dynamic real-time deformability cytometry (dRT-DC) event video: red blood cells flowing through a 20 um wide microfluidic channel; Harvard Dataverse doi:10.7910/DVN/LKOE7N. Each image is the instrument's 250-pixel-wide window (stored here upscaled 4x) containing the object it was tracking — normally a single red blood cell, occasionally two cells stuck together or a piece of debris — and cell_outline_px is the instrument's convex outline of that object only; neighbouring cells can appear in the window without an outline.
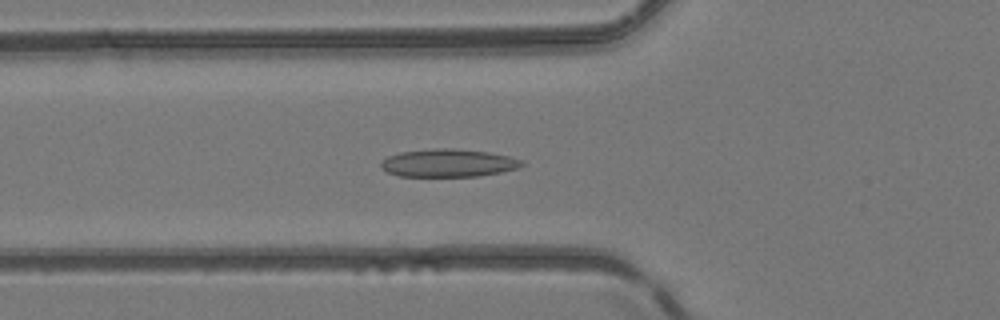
{"species": "common noctule bat (a hibernating species)", "species_latin": "Nyctalus noctula", "temperature_condition": "room temperature", "stored_images_in_passage": 51, "camera_frame_rate_fps": 3000, "um_per_image_px": 0.085, "animal": {"sex": "female", "body_mass_g": 24.6, "forearm_length_mm": 56.2}, "frame": {"image": 1, "passage_image": 19, "time_ms": 6.0, "image_size_px": [1000, 320], "cell_outline_px": [[524, 164], [520, 168], [480, 176], [400, 176], [388, 172], [380, 168], [380, 160], [388, 156], [400, 152], [436, 148], [452, 148], [488, 152], [508, 156], [524, 160]], "centroid_in_image_um": [38.1, 13.85], "position_along_channel_um": 87.7, "area_um2": 23.0}}
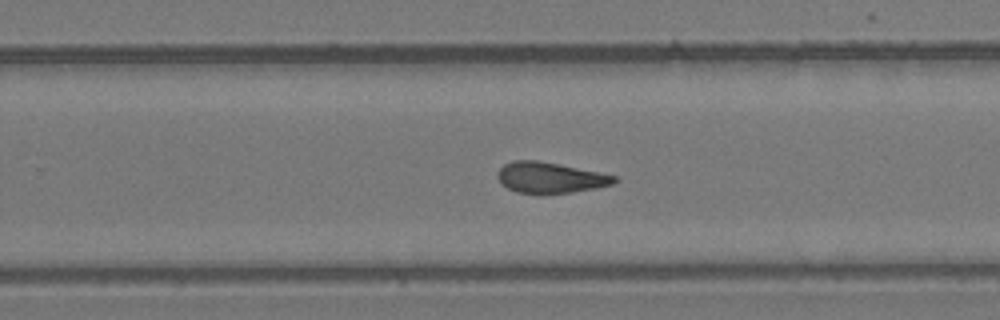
{"frame": {"image": 2, "passage_image": 33, "time_ms": 10.667, "image_size_px": [1000, 320], "cell_outline_px": [[616, 180], [612, 184], [596, 188], [572, 192], [516, 192], [500, 184], [496, 176], [496, 172], [504, 164], [512, 160], [536, 160], [600, 172], [616, 176]], "centroid_in_image_um": [46.71, 15.08], "position_along_channel_um": 283.1, "area_um2": 20.63}}
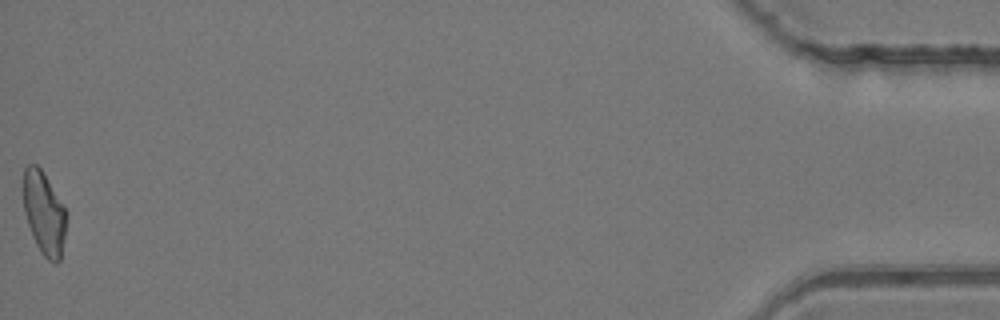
{"frame": {"image": 3, "passage_image": 51, "time_ms": 16.667, "image_size_px": [1000, 320], "cell_outline_px": [[68, 212], [60, 260], [56, 264], [48, 260], [40, 252], [32, 236], [24, 212], [24, 168], [28, 164], [36, 164], [40, 168]], "centroid_in_image_um": [3.76, 18.14], "position_along_channel_um": 431.4, "area_um2": 20.69}, "authors_computed_cell_mechanics": {"area_um2": 21.5016, "velocity_mm_per_s": 4.1726, "shape_relaxation_time_tau1_ms": null, "shape_relaxation_time_tau2_ms": 2.5907, "deformation_change_tau1": null, "deformation_change_tau2": 0.0958}}